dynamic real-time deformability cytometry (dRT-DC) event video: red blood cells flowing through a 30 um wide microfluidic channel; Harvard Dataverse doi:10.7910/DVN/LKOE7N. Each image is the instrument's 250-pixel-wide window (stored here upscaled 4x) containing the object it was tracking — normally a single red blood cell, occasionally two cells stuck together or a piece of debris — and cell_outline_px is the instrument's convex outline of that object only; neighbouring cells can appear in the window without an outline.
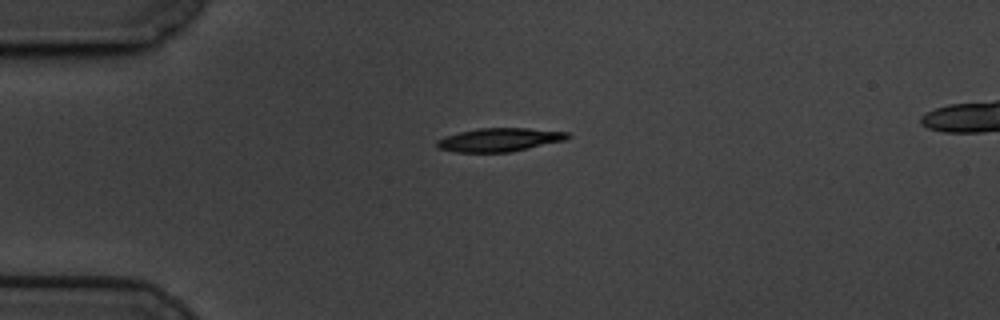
{"species": "common noctule bat (a hibernating species)", "species_latin": "Nyctalus noctula", "temperature_condition": "cold", "stored_images_in_passage": 46, "camera_frame_rate_fps": 3000, "um_per_image_px": 0.085, "animal": {"sex": "male", "body_mass_g": 19.5, "forearm_length_mm": 54.6}, "frame": {"image": 1, "passage_image": 1, "time_ms": 0.0, "image_size_px": [1000, 320], "cell_outline_px": [[572, 136], [564, 140], [528, 148], [508, 152], [456, 152], [440, 148], [436, 144], [436, 140], [444, 136], [460, 132], [480, 128], [528, 128], [568, 132]], "centroid_in_image_um": [42.45, 11.87], "position_along_channel_um": 42.6, "area_um2": 17.69}}
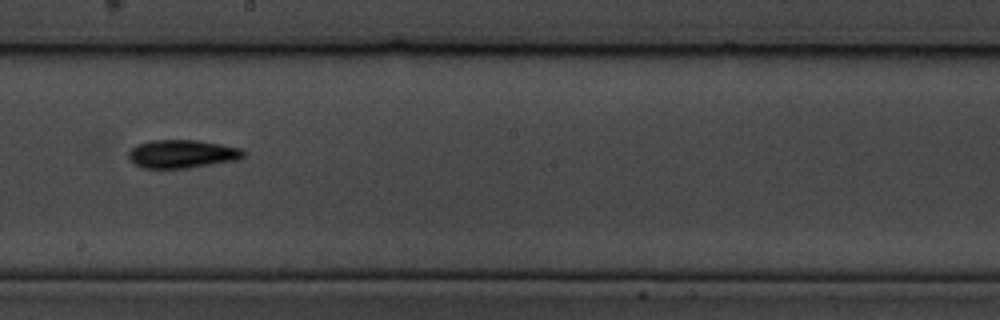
{"frame": {"image": 2, "passage_image": 20, "time_ms": 6.333, "image_size_px": [1000, 320], "cell_outline_px": [[244, 156], [240, 160], [188, 168], [144, 168], [136, 164], [128, 156], [128, 152], [136, 144], [152, 140], [196, 140], [220, 144], [240, 148], [244, 152]], "centroid_in_image_um": [15.5, 13.08], "position_along_channel_um": 232.7, "area_um2": 18.9}}
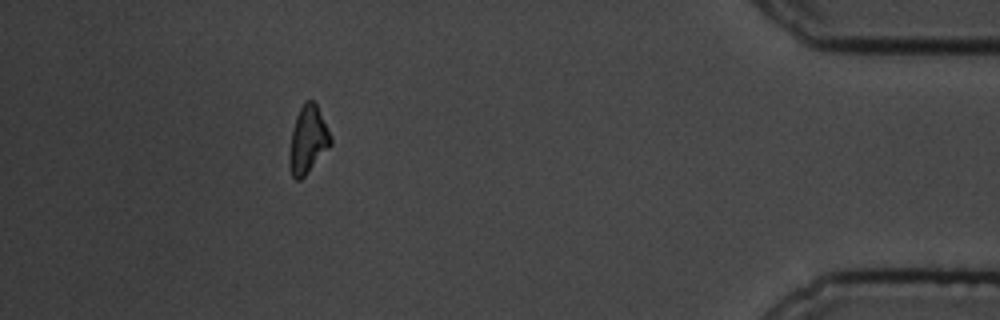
{"frame": {"image": 3, "passage_image": 40, "time_ms": 13.0, "image_size_px": [1000, 320], "cell_outline_px": [[332, 144], [304, 176], [300, 180], [296, 180], [292, 176], [288, 164], [288, 152], [292, 128], [296, 116], [304, 100], [312, 100], [316, 104], [332, 136]], "centroid_in_image_um": [26.15, 11.88], "position_along_channel_um": 409.1, "area_um2": 16.36}, "authors_computed_cell_mechanics": {"area_um2": 17.5423, "velocity_mm_per_s": 3.3982, "shape_relaxation_time_tau1_ms": 3.5179, "shape_relaxation_time_tau2_ms": null, "deformation_change_tau1": 0.1154, "deformation_change_tau2": null}}